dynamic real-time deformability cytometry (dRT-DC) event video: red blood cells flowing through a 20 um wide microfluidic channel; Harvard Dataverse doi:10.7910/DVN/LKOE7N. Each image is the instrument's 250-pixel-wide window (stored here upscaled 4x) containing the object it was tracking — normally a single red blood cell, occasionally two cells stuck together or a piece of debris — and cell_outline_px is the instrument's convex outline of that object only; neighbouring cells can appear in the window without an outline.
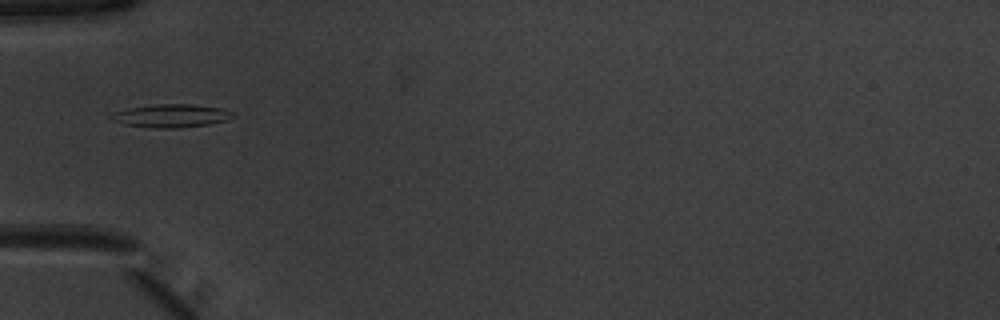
{"species": "common noctule bat (a hibernating species)", "species_latin": "Nyctalus noctula", "temperature_condition": "warm", "stored_images_in_passage": 32, "camera_frame_rate_fps": 3000, "um_per_image_px": 0.085, "animal": {"sex": "male", "body_mass_g": 20.1, "forearm_length_mm": 53.5}, "frame": {"image": 1, "passage_image": 1, "time_ms": 0.0, "image_size_px": [1000, 320], "cell_outline_px": [[236, 116], [228, 120], [208, 124], [176, 128], [152, 128], [124, 124], [112, 120], [108, 116], [116, 112], [128, 108], [156, 104], [192, 104], [220, 108], [236, 112]], "centroid_in_image_um": [14.59, 9.84], "position_along_channel_um": 70.4, "area_um2": 16.47}}
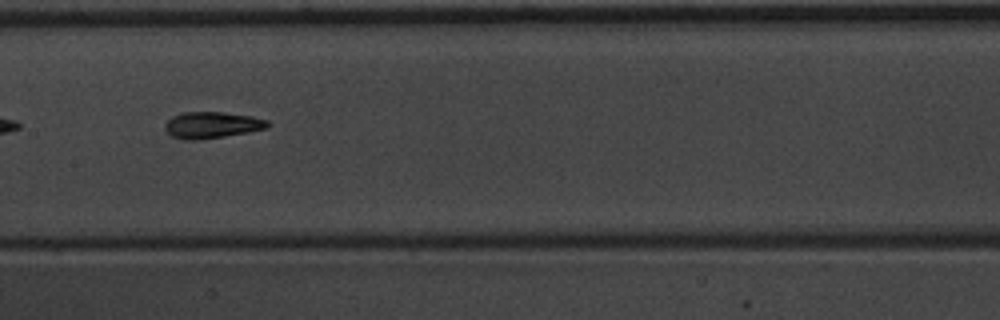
{"frame": {"image": 2, "passage_image": 10, "time_ms": 3.0, "image_size_px": [1000, 320], "cell_outline_px": [[272, 124], [268, 128], [248, 132], [224, 136], [196, 140], [184, 140], [172, 136], [164, 128], [164, 124], [172, 116], [184, 112], [224, 112], [252, 116], [268, 120]], "centroid_in_image_um": [18.04, 10.62], "position_along_channel_um": 189.4, "area_um2": 15.9}}
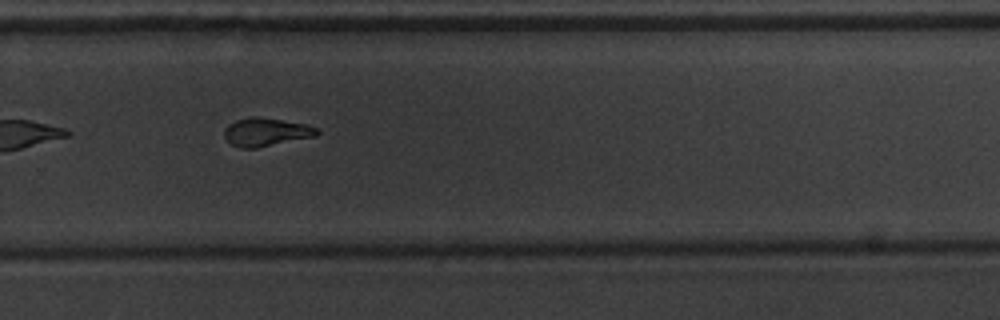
{"frame": {"image": 3, "passage_image": 19, "time_ms": 6.0, "image_size_px": [1000, 320], "cell_outline_px": [[320, 132], [316, 136], [256, 148], [240, 148], [232, 144], [224, 136], [224, 128], [228, 124], [236, 120], [280, 120], [308, 124], [316, 128]], "centroid_in_image_um": [22.64, 11.27], "position_along_channel_um": 307.2, "area_um2": 14.51}, "authors_computed_cell_mechanics": {"area_um2": 15.4326, "velocity_mm_per_s": 3.9462, "shape_relaxation_time_tau1_ms": 3.0152, "shape_relaxation_time_tau2_ms": 1.8323, "deformation_change_tau1": 0.167, "deformation_change_tau2": 0.094}}